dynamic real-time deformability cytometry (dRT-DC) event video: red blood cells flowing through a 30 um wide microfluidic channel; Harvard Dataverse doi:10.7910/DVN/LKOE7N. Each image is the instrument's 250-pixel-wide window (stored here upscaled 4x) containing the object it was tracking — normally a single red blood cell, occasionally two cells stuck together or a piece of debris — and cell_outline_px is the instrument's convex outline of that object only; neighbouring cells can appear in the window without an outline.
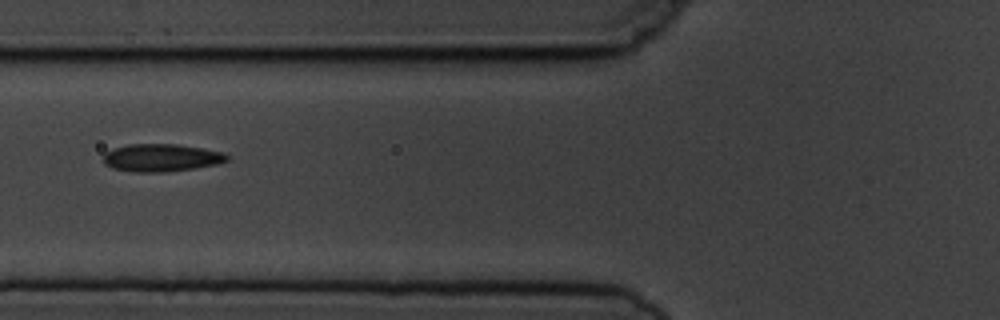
{"species": "common noctule bat (a hibernating species)", "species_latin": "Nyctalus noctula", "temperature_condition": "cold", "stored_images_in_passage": 9, "camera_frame_rate_fps": 3000, "um_per_image_px": 0.085, "animal": {"sex": "male", "body_mass_g": 19.5, "forearm_length_mm": 54.6}, "frame": {"image": 1, "passage_image": 6, "time_ms": 6.0, "image_size_px": [1000, 320], "cell_outline_px": [[228, 160], [216, 164], [192, 168], [164, 172], [132, 172], [112, 168], [104, 164], [104, 152], [128, 144], [176, 144], [204, 148], [224, 152], [228, 156]], "centroid_in_image_um": [13.7, 13.4], "position_along_channel_um": 112.1, "area_um2": 19.88}}
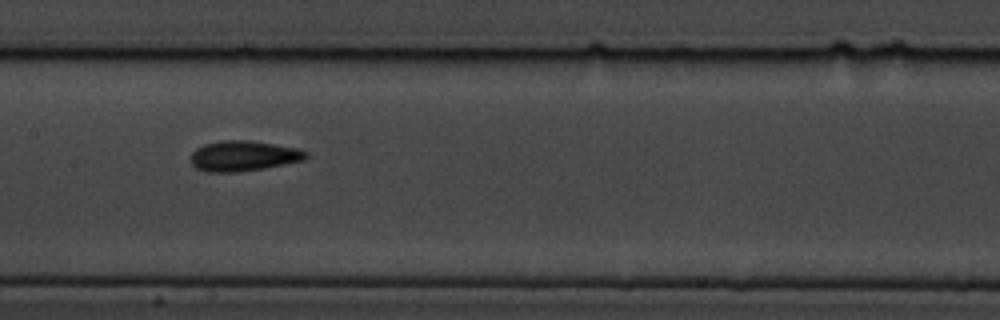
{"frame": {"image": 2, "passage_image": 8, "time_ms": 8.0, "image_size_px": [1000, 320], "cell_outline_px": [[308, 156], [304, 160], [264, 168], [236, 172], [208, 172], [196, 168], [192, 164], [192, 152], [196, 148], [204, 144], [224, 140], [248, 140], [296, 148], [308, 152]], "centroid_in_image_um": [20.68, 13.25], "position_along_channel_um": 186.7, "area_um2": 20.17}}
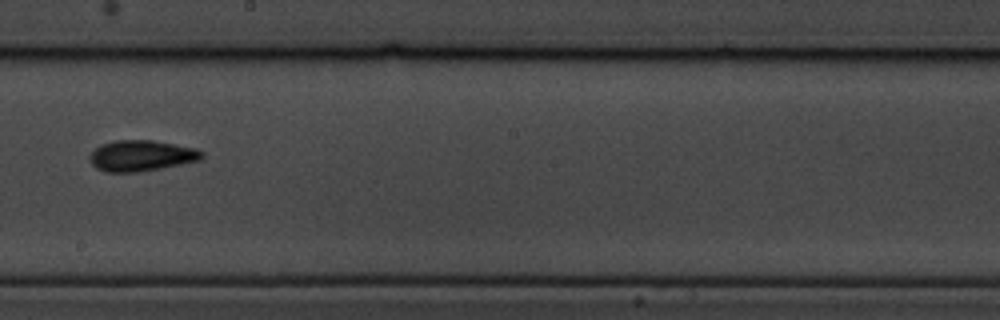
{"frame": {"image": 3, "passage_image": 9, "time_ms": 9.333, "image_size_px": [1000, 320], "cell_outline_px": [[204, 156], [200, 160], [160, 168], [136, 172], [104, 172], [96, 168], [92, 164], [92, 152], [96, 148], [104, 144], [116, 140], [152, 140], [196, 148], [204, 152]], "centroid_in_image_um": [12.05, 13.23], "position_along_channel_um": 236.1, "area_um2": 19.88}}